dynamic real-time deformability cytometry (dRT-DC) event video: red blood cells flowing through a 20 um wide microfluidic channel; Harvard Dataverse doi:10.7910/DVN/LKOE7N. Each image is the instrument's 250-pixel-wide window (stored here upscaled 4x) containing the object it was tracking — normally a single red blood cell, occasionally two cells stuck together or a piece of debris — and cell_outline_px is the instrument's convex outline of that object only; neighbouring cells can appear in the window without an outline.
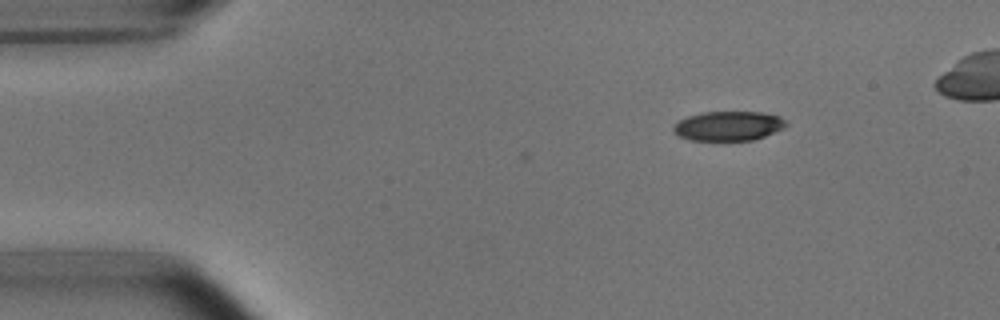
{"species": "common noctule bat (a hibernating species)", "species_latin": "Nyctalus noctula", "temperature_condition": "room temperature", "stored_images_in_passage": 3, "camera_frame_rate_fps": 3000, "um_per_image_px": 0.085, "animal": {"sex": "male", "body_mass_g": 15.6}, "frame": {"image": 1, "passage_image": 3, "time_ms": 0.667, "image_size_px": [1000, 320], "cell_outline_px": [[788, 124], [784, 128], [764, 136], [752, 140], [720, 144], [688, 140], [680, 136], [672, 128], [680, 120], [688, 116], [704, 112], [760, 112], [776, 116], [784, 120]], "centroid_in_image_um": [61.88, 10.77], "position_along_channel_um": 23.1, "area_um2": 19.94}}